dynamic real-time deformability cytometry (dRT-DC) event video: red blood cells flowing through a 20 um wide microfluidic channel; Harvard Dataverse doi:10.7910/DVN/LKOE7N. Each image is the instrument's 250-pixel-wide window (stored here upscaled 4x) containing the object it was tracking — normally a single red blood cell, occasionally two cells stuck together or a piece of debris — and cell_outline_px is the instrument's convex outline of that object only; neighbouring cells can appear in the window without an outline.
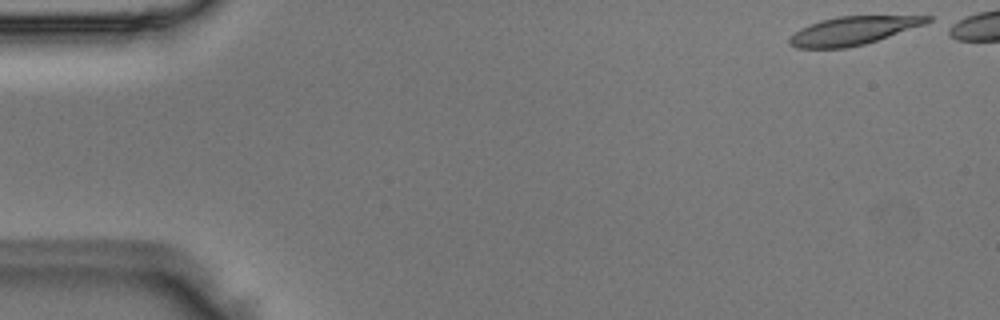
{"species": "Egyptian fruit bat (a non-hibernating species)", "species_latin": "Rousettus aegyptiacus", "temperature_condition": "room temperature", "stored_images_in_passage": 10, "camera_frame_rate_fps": 3000, "um_per_image_px": 0.085, "animal": {"sex": "male"}, "frame": {"image": 1, "passage_image": 1, "time_ms": 0.0, "image_size_px": [1000, 320], "cell_outline_px": [[932, 20], [924, 24], [864, 44], [844, 48], [796, 48], [788, 44], [788, 36], [800, 28], [808, 24], [820, 20], [836, 16], [932, 16]], "centroid_in_image_um": [72.4, 2.61], "position_along_channel_um": 12.6, "area_um2": 22.6}}